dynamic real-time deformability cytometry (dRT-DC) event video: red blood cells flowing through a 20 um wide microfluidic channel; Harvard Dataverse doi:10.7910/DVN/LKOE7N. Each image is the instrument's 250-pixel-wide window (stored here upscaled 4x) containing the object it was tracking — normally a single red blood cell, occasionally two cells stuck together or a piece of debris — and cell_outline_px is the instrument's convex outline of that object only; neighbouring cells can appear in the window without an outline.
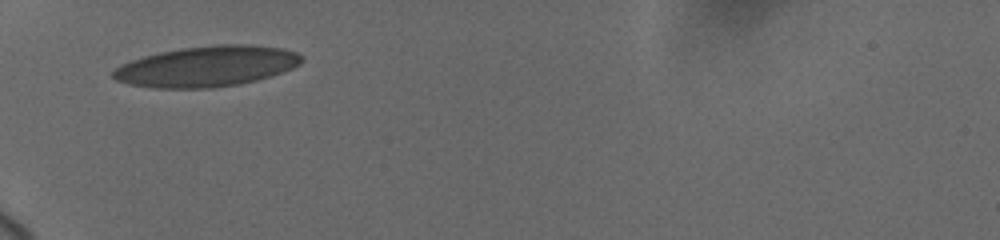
{"species": "human", "species_latin": "Homo sapiens", "temperature_condition": "cold", "stored_images_in_passage": 2, "camera_frame_rate_fps": 3000, "um_per_image_px": 0.085, "donor": {"sex": "female"}, "frame": {"image": 1, "passage_image": 1, "time_ms": 0.0, "image_size_px": [1000, 240], "cell_outline_px": [[304, 60], [300, 64], [292, 68], [272, 76], [240, 84], [212, 88], [152, 88], [128, 84], [116, 80], [112, 76], [112, 72], [120, 64], [144, 56], [160, 52], [184, 48], [216, 44], [248, 44], [284, 48], [296, 52], [304, 56]], "centroid_in_image_um": [17.61, 5.64], "position_along_channel_um": 67.4, "area_um2": 44.85}}